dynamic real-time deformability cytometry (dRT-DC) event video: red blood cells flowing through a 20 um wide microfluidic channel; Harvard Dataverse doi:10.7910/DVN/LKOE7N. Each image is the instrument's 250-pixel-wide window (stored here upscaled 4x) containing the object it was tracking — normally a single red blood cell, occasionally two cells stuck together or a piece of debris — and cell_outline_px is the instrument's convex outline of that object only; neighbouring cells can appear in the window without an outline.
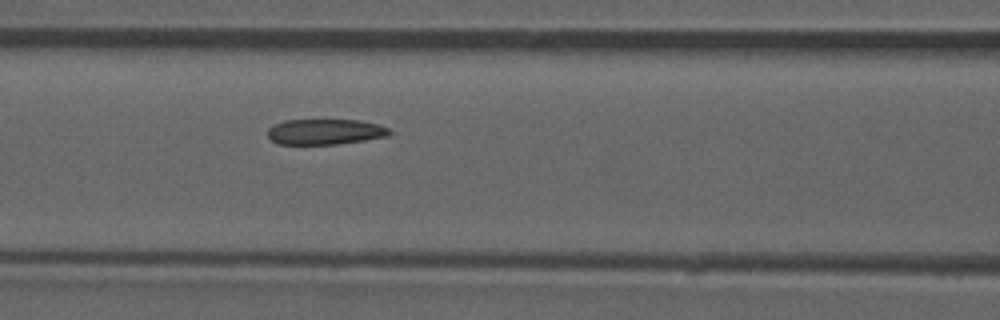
{"species": "common noctule bat (a hibernating species)", "species_latin": "Nyctalus noctula", "temperature_condition": "room temperature", "stored_images_in_passage": 43, "camera_frame_rate_fps": 3000, "um_per_image_px": 0.085, "animal": {"sex": "male", "forearm_length_mm": 52.5}, "frame": {"image": 1, "passage_image": 13, "time_ms": 4.0, "image_size_px": [1000, 320], "cell_outline_px": [[392, 132], [388, 136], [364, 140], [336, 144], [276, 144], [268, 136], [268, 128], [284, 120], [360, 120], [376, 124], [388, 128]], "centroid_in_image_um": [27.62, 11.2], "position_along_channel_um": 139.0, "area_um2": 18.03}, "authors_computed_cell_mechanics": {"area_um2": 19.4786, "velocity_mm_per_s": 3.8851, "shape_relaxation_time_tau1_ms": null, "shape_relaxation_time_tau2_ms": 2.9713, "deformation_change_tau1": null, "deformation_change_tau2": 0.0966}}